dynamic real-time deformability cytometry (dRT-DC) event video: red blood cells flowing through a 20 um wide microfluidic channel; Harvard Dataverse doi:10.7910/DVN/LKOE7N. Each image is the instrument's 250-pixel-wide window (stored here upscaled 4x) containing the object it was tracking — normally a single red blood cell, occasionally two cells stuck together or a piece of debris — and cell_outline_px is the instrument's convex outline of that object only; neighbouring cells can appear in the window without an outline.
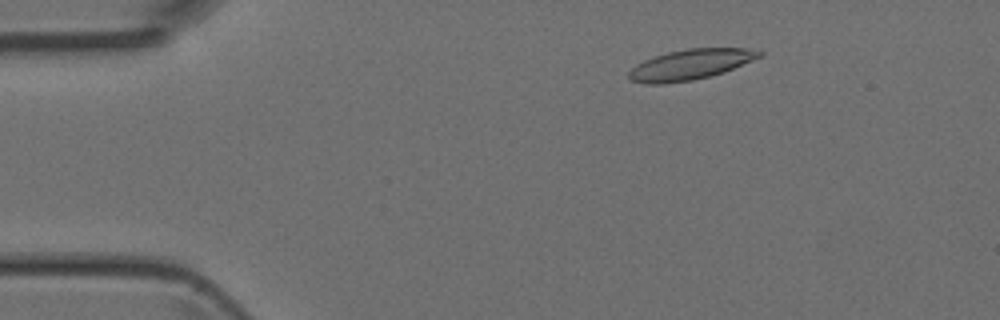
{"species": "Egyptian fruit bat (a non-hibernating species)", "species_latin": "Rousettus aegyptiacus", "temperature_condition": "room temperature", "stored_images_in_passage": 37, "camera_frame_rate_fps": 3000, "um_per_image_px": 0.085, "animal": {"sex": "female"}, "frame": {"image": 1, "passage_image": 7, "time_ms": 2.0, "image_size_px": [1000, 320], "cell_outline_px": [[764, 56], [724, 72], [692, 80], [664, 84], [644, 84], [628, 80], [628, 72], [636, 64], [644, 60], [668, 52], [688, 48], [748, 48], [764, 52]], "centroid_in_image_um": [58.68, 5.49], "position_along_channel_um": 26.3, "area_um2": 23.24}}
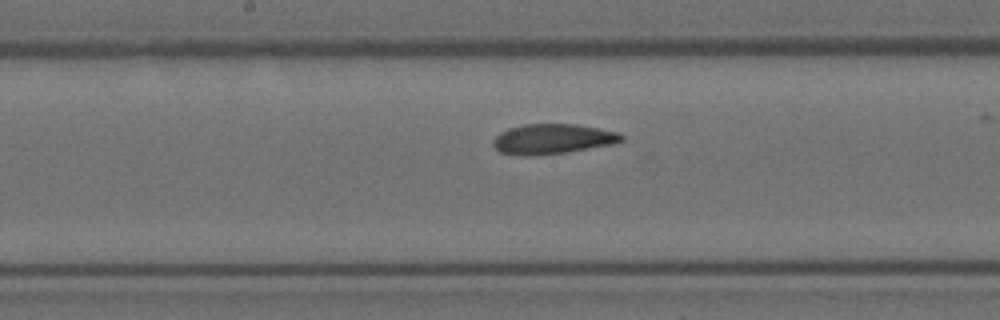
{"frame": {"image": 2, "passage_image": 24, "time_ms": 7.667, "image_size_px": [1000, 320], "cell_outline_px": [[624, 140], [612, 144], [564, 152], [536, 156], [524, 156], [500, 152], [492, 144], [492, 140], [500, 132], [508, 128], [524, 124], [576, 124], [600, 128], [616, 132], [624, 136]], "centroid_in_image_um": [46.94, 11.81], "position_along_channel_um": 201.3, "area_um2": 22.43}}
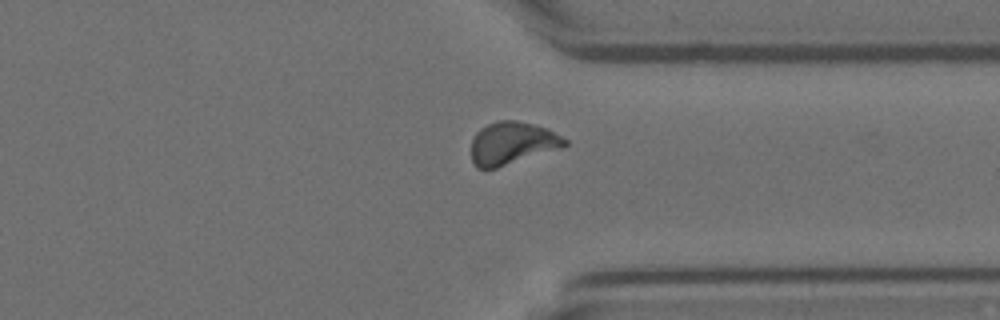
{"frame": {"image": 3, "passage_image": 36, "time_ms": 11.667, "image_size_px": [1000, 320], "cell_outline_px": [[568, 144], [564, 148], [496, 168], [476, 168], [472, 160], [472, 140], [476, 132], [480, 128], [488, 124], [500, 120], [516, 120], [536, 124], [548, 128], [568, 140]], "centroid_in_image_um": [43.58, 12.16], "position_along_channel_um": 367.8, "area_um2": 23.52}}